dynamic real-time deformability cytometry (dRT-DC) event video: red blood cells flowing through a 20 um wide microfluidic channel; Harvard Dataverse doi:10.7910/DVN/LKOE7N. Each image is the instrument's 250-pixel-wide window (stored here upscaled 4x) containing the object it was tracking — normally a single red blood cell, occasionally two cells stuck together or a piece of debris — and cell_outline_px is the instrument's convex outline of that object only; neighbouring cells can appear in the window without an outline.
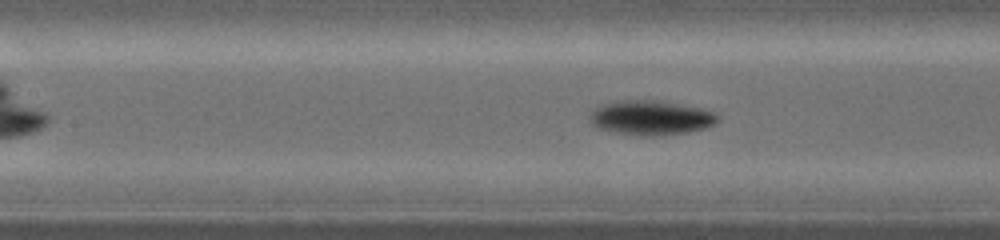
{"species": "common noctule bat (a hibernating species)", "species_latin": "Nyctalus noctula", "temperature_condition": "warm", "stored_images_in_passage": 5, "camera_frame_rate_fps": 5000, "um_per_image_px": 0.085, "animal": {"sex": "female", "body_mass_g": 19.0, "forearm_length_mm": 53.3}, "frame": {"image": 1, "passage_image": 5, "time_ms": 4.4, "image_size_px": [1000, 240], "cell_outline_px": [[720, 120], [716, 124], [708, 128], [688, 132], [660, 136], [640, 136], [616, 132], [596, 128], [592, 124], [588, 116], [592, 108], [604, 104], [624, 100], [652, 100], [684, 104], [704, 108], [716, 112], [720, 116]], "centroid_in_image_um": [55.38, 10.01], "position_along_channel_um": 152.0, "area_um2": 26.36}}